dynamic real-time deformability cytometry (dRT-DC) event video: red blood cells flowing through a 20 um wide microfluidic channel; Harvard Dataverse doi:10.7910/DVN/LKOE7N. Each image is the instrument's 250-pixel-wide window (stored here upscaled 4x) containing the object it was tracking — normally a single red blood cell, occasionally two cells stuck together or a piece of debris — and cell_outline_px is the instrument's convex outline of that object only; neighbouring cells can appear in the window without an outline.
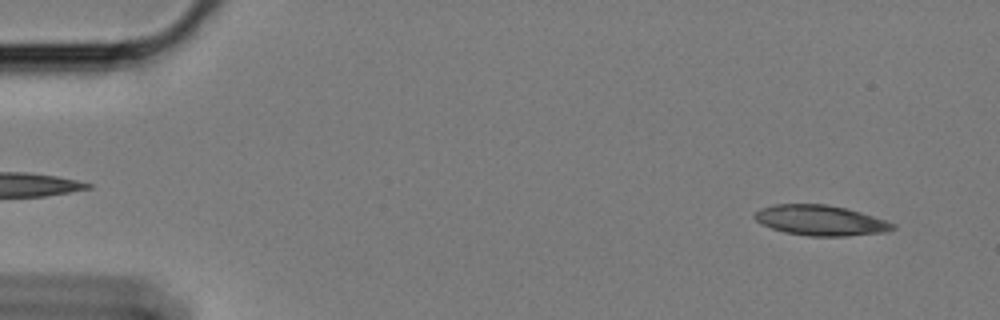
{"species": "Egyptian fruit bat (a non-hibernating species)", "species_latin": "Rousettus aegyptiacus", "temperature_condition": "cold", "stored_images_in_passage": 57, "camera_frame_rate_fps": 3000, "um_per_image_px": 0.085, "animal": {"sex": "female"}, "frame": {"image": 1, "passage_image": 3, "time_ms": 0.667, "image_size_px": [1000, 320], "cell_outline_px": [[896, 228], [888, 232], [848, 236], [808, 236], [784, 232], [760, 224], [752, 216], [760, 208], [772, 204], [824, 204], [844, 208], [860, 212], [896, 224]], "centroid_in_image_um": [69.72, 18.74], "position_along_channel_um": 15.3, "area_um2": 24.45}}
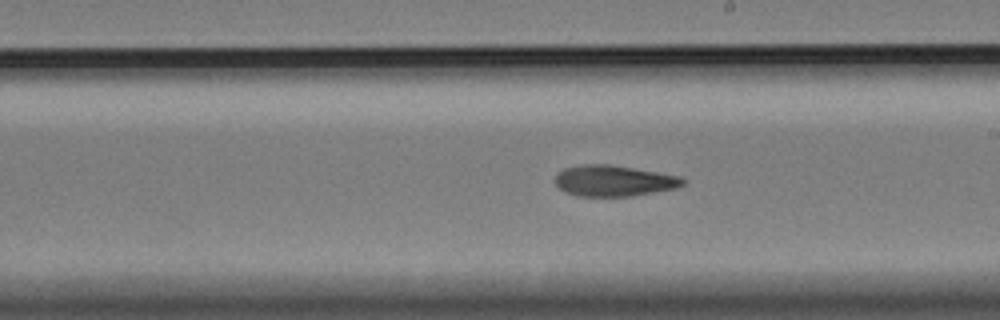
{"frame": {"image": 2, "passage_image": 32, "time_ms": 10.333, "image_size_px": [1000, 320], "cell_outline_px": [[688, 180], [684, 184], [676, 188], [632, 196], [576, 196], [564, 192], [556, 184], [556, 176], [564, 168], [584, 164], [608, 164], [680, 176]], "centroid_in_image_um": [52.19, 15.37], "position_along_channel_um": 236.8, "area_um2": 22.95}}
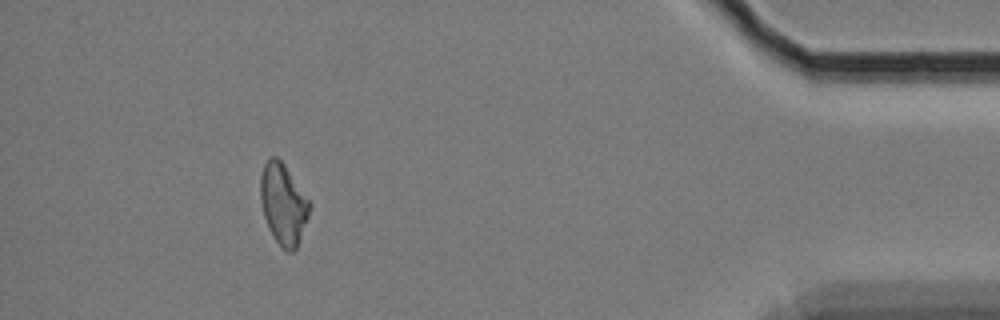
{"frame": {"image": 3, "passage_image": 52, "time_ms": 17.0, "image_size_px": [1000, 320], "cell_outline_px": [[312, 208], [296, 248], [292, 252], [288, 252], [276, 240], [268, 228], [264, 216], [260, 200], [260, 176], [264, 164], [272, 156], [276, 156], [284, 164], [312, 204]], "centroid_in_image_um": [24.08, 17.33], "position_along_channel_um": 411.1, "area_um2": 23.0}}